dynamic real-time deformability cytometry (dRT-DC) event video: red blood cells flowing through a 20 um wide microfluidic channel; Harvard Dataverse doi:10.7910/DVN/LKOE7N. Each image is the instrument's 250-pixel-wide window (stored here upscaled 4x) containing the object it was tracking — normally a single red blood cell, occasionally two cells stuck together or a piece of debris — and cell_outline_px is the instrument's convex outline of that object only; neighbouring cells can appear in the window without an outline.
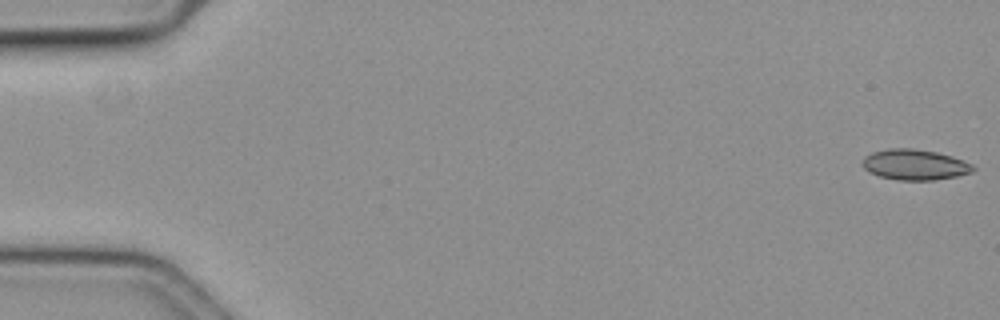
{"species": "common noctule bat (a hibernating species)", "species_latin": "Nyctalus noctula", "temperature_condition": "cold", "stored_images_in_passage": 57, "camera_frame_rate_fps": 3000, "um_per_image_px": 0.085, "animal": {"sex": "female", "body_mass_g": 19.3, "forearm_length_mm": 54.1}, "frame": {"image": 1, "passage_image": 1, "time_ms": 0.0, "image_size_px": [1000, 320], "cell_outline_px": [[976, 168], [972, 172], [956, 176], [932, 180], [900, 180], [880, 176], [864, 168], [860, 164], [864, 156], [872, 152], [888, 148], [912, 148], [936, 152], [952, 156], [972, 164]], "centroid_in_image_um": [77.74, 13.98], "position_along_channel_um": 7.3, "area_um2": 19.65}}
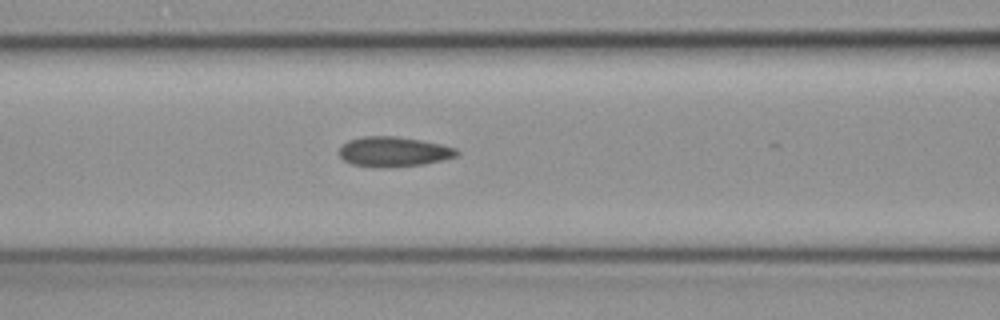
{"frame": {"image": 2, "passage_image": 25, "time_ms": 8.0, "image_size_px": [1000, 320], "cell_outline_px": [[460, 152], [456, 156], [424, 164], [388, 168], [372, 168], [352, 164], [344, 160], [340, 156], [340, 148], [348, 140], [364, 136], [396, 136], [420, 140], [440, 144], [456, 148]], "centroid_in_image_um": [33.44, 12.91], "position_along_channel_um": 133.2, "area_um2": 20.58}}
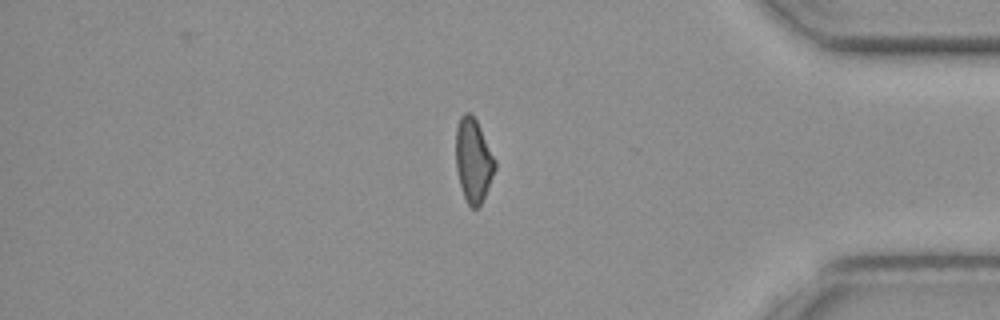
{"frame": {"image": 3, "passage_image": 49, "time_ms": 16.0, "image_size_px": [1000, 320], "cell_outline_px": [[496, 168], [484, 196], [480, 204], [476, 208], [472, 208], [468, 204], [464, 196], [460, 184], [456, 168], [456, 128], [460, 116], [464, 112], [468, 112], [476, 120], [496, 160]], "centroid_in_image_um": [40.23, 13.61], "position_along_channel_um": 395.0, "area_um2": 18.84}}